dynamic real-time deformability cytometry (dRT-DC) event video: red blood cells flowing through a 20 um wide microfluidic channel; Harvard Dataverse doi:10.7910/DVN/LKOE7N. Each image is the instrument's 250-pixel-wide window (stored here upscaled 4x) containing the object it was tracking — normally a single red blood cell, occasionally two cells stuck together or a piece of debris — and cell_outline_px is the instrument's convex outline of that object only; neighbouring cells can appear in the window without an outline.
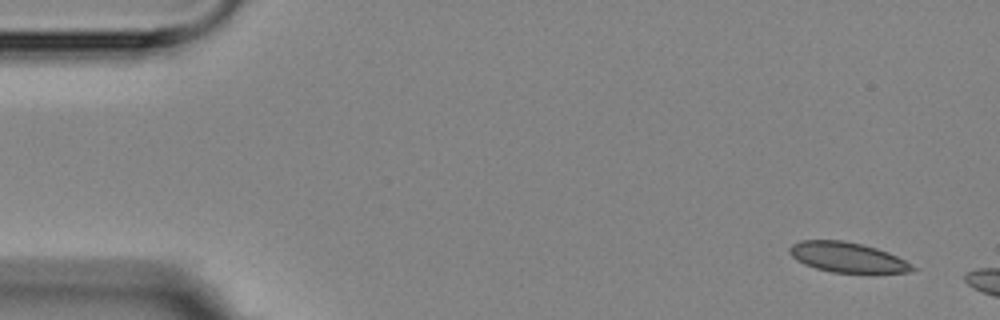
{"species": "Egyptian fruit bat (a non-hibernating species)", "species_latin": "Rousettus aegyptiacus", "temperature_condition": "room temperature", "stored_images_in_passage": 4, "camera_frame_rate_fps": 3000, "um_per_image_px": 0.085, "animal": {"sex": "female"}, "frame": {"image": 1, "passage_image": 1, "time_ms": 0.0, "image_size_px": [1000, 320], "cell_outline_px": [[920, 268], [908, 272], [832, 272], [816, 268], [804, 264], [796, 260], [788, 252], [788, 248], [792, 244], [800, 240], [844, 240], [876, 248], [888, 252]], "centroid_in_image_um": [72.0, 21.86], "position_along_channel_um": 13.0, "area_um2": 21.39}}